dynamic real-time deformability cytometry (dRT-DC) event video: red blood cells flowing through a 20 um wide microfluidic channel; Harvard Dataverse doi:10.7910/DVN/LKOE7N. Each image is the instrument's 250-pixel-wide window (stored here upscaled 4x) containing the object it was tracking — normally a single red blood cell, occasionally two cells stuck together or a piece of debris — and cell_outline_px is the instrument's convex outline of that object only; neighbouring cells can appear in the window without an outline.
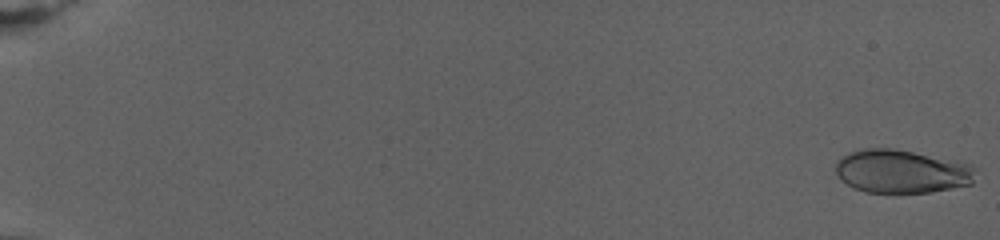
{"species": "human", "species_latin": "Homo sapiens", "temperature_condition": "warm", "stored_images_in_passage": 79, "camera_frame_rate_fps": 3000, "um_per_image_px": 0.085, "donor": {"sex": "female"}, "frame": {"image": 1, "passage_image": 1, "time_ms": 0.0, "image_size_px": [1000, 240], "cell_outline_px": [[976, 168], [972, 184], [932, 192], [864, 192], [852, 188], [840, 180], [836, 172], [836, 160], [852, 152], [864, 148], [892, 148], [912, 152], [968, 164]], "centroid_in_image_um": [76.59, 14.58], "position_along_channel_um": 8.4, "area_um2": 35.08}}
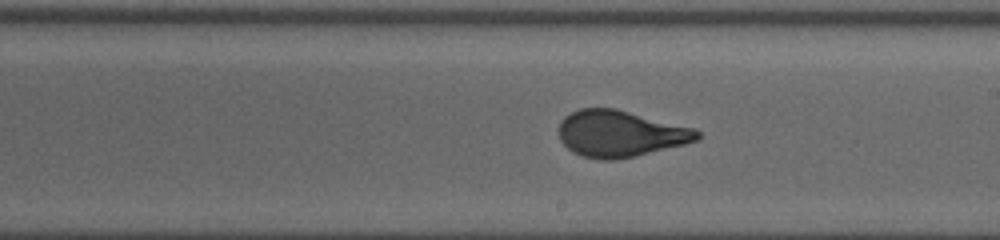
{"frame": {"image": 2, "passage_image": 49, "time_ms": 16.0, "image_size_px": [1000, 240], "cell_outline_px": [[700, 136], [696, 140], [684, 144], [636, 156], [612, 160], [600, 160], [584, 156], [572, 152], [560, 140], [560, 120], [564, 116], [580, 108], [616, 108], [692, 128], [700, 132]], "centroid_in_image_um": [52.68, 11.36], "position_along_channel_um": 236.3, "area_um2": 37.11}}
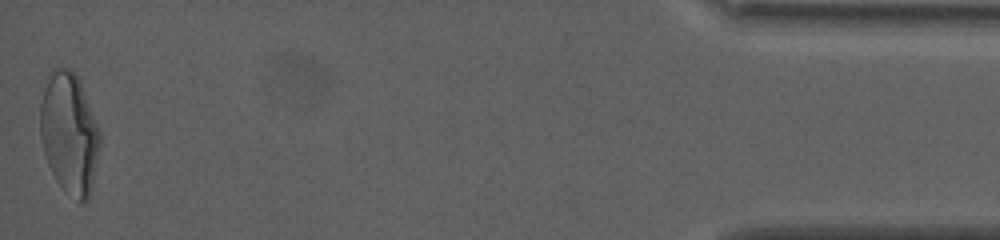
{"frame": {"image": 3, "passage_image": 79, "time_ms": 26.0, "image_size_px": [1000, 240], "cell_outline_px": [[100, 144], [92, 188], [88, 200], [84, 204], [80, 204], [64, 192], [56, 180], [48, 164], [44, 152], [40, 136], [40, 104], [44, 76], [52, 68], [72, 68], [80, 84], [100, 132]], "centroid_in_image_um": [5.86, 11.34], "position_along_channel_um": 429.3, "area_um2": 42.66}, "authors_computed_cell_mechanics": {"area_um2": 36.8764, "velocity_mm_per_s": 2.7098, "shape_relaxation_time_tau1_ms": 8.1999, "shape_relaxation_time_tau2_ms": null, "deformation_change_tau1": 0.2403, "deformation_change_tau2": null}}